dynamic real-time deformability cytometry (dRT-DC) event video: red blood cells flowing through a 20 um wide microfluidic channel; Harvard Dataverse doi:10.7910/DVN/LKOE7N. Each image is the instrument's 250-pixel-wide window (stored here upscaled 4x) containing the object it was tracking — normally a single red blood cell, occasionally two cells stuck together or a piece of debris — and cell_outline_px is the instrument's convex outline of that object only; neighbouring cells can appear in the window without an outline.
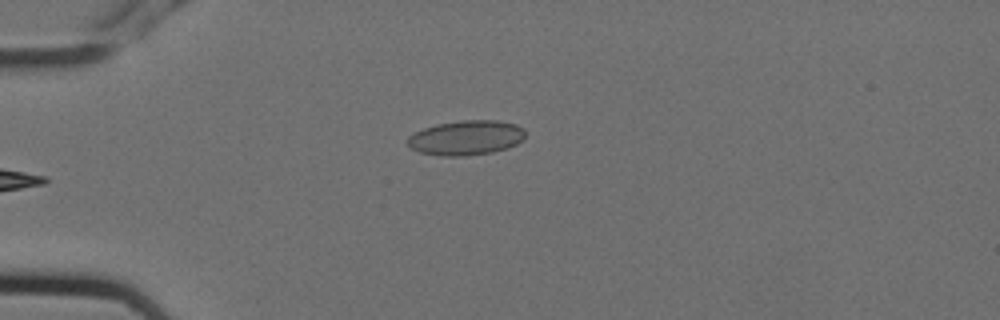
{"species": "Egyptian fruit bat (a non-hibernating species)", "species_latin": "Rousettus aegyptiacus", "temperature_condition": "cold", "stored_images_in_passage": 6, "camera_frame_rate_fps": 3000, "um_per_image_px": 0.085, "animal": {"sex": "female"}, "frame": {"image": 1, "passage_image": 6, "time_ms": 1.667, "image_size_px": [1000, 320], "cell_outline_px": [[524, 140], [508, 148], [492, 152], [464, 156], [440, 156], [420, 152], [412, 148], [408, 144], [408, 136], [424, 128], [436, 124], [460, 120], [496, 120], [516, 124], [524, 128]], "centroid_in_image_um": [39.64, 11.7], "position_along_channel_um": 45.4, "area_um2": 23.87}}